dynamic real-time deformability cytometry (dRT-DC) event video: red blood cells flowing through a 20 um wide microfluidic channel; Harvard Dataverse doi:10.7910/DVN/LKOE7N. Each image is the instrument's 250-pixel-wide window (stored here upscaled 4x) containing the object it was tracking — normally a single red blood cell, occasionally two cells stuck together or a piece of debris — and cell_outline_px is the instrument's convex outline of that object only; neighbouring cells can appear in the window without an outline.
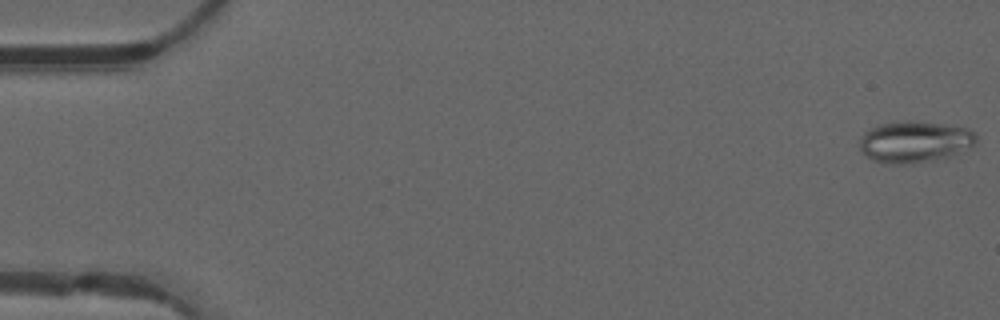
{"species": "common noctule bat (a hibernating species)", "species_latin": "Nyctalus noctula", "temperature_condition": "warm", "stored_images_in_passage": 49, "camera_frame_rate_fps": 3000, "um_per_image_px": 0.085, "animal": {"sex": "male", "forearm_length_mm": 52.5}, "frame": {"image": 1, "passage_image": 1, "time_ms": 0.0, "image_size_px": [1000, 320], "cell_outline_px": [[976, 144], [948, 156], [932, 160], [912, 164], [884, 164], [872, 160], [860, 148], [860, 140], [864, 132], [880, 124], [904, 120], [908, 120], [940, 124], [968, 128], [976, 132]], "centroid_in_image_um": [77.74, 12.05], "position_along_channel_um": 7.3, "area_um2": 28.03}}
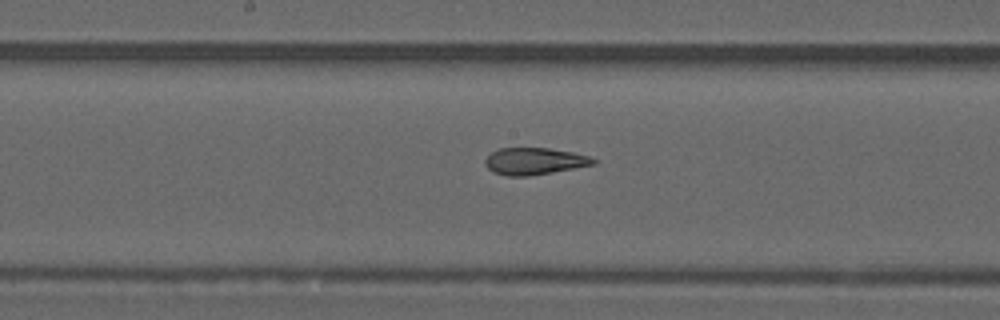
{"frame": {"image": 2, "passage_image": 26, "time_ms": 8.333, "image_size_px": [1000, 320], "cell_outline_px": [[596, 164], [552, 172], [528, 176], [504, 176], [492, 172], [484, 164], [484, 160], [492, 152], [500, 148], [548, 148], [572, 152], [588, 156], [596, 160]], "centroid_in_image_um": [45.39, 13.71], "position_along_channel_um": 202.8, "area_um2": 16.94}}
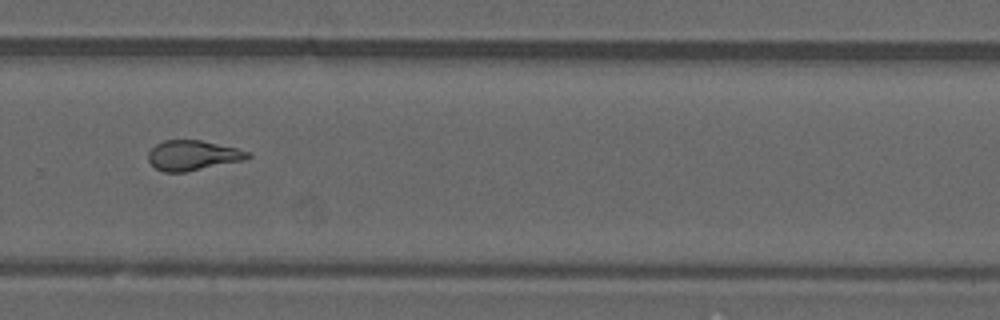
{"frame": {"image": 3, "passage_image": 34, "time_ms": 11.0, "image_size_px": [1000, 320], "cell_outline_px": [[252, 156], [244, 160], [184, 172], [164, 172], [156, 168], [148, 160], [148, 152], [156, 144], [164, 140], [200, 140], [240, 148], [252, 152]], "centroid_in_image_um": [16.43, 13.19], "position_along_channel_um": 313.4, "area_um2": 17.46}, "authors_computed_cell_mechanics": {"area_um2": 17.918, "velocity_mm_per_s": 4.1663, "shape_relaxation_time_tau1_ms": null, "shape_relaxation_time_tau2_ms": 2.0846, "deformation_change_tau1": null, "deformation_change_tau2": 0.1006}}